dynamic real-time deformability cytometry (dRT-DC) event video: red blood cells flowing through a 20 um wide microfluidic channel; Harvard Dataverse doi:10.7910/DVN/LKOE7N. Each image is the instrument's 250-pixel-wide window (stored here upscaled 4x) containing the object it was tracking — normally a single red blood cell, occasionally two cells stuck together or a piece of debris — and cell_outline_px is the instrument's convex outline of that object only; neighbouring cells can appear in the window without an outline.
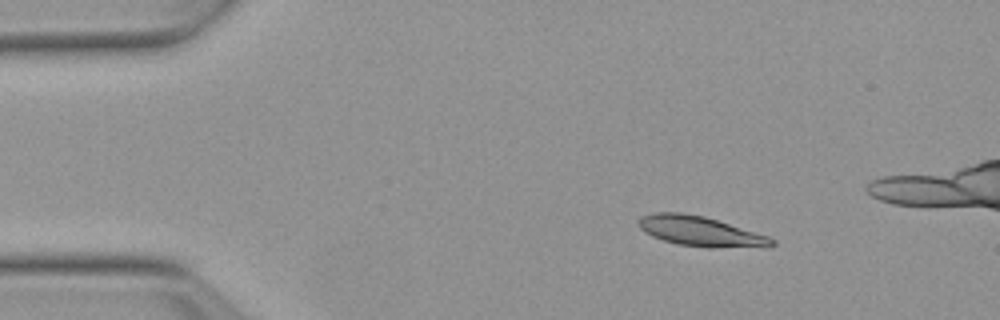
{"species": "Egyptian fruit bat (a non-hibernating species)", "species_latin": "Rousettus aegyptiacus", "temperature_condition": "warm", "stored_images_in_passage": 54, "camera_frame_rate_fps": 3000, "um_per_image_px": 0.085, "animal": {"sex": "female"}, "frame": {"image": 1, "passage_image": 8, "time_ms": 2.333, "image_size_px": [1000, 320], "cell_outline_px": [[776, 244], [772, 248], [708, 248], [676, 244], [652, 236], [644, 232], [636, 224], [636, 220], [640, 216], [652, 212], [680, 212], [704, 216], [768, 236], [776, 240]], "centroid_in_image_um": [59.56, 19.68], "position_along_channel_um": 25.4, "area_um2": 23.87}}
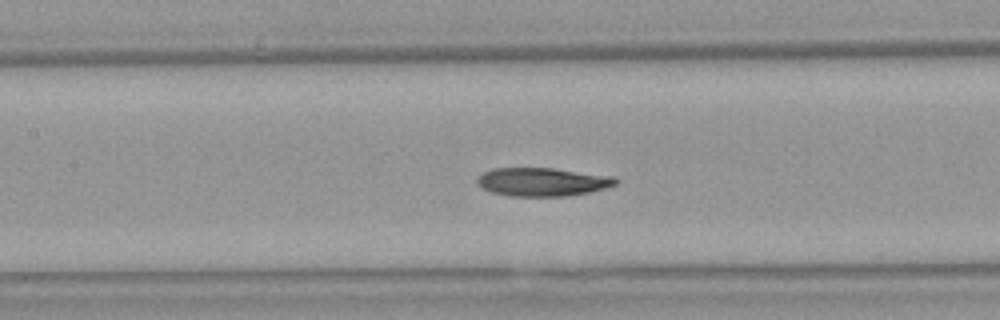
{"frame": {"image": 2, "passage_image": 24, "time_ms": 7.667, "image_size_px": [1000, 320], "cell_outline_px": [[620, 180], [616, 184], [604, 188], [588, 192], [568, 196], [508, 196], [492, 192], [476, 184], [476, 180], [484, 172], [496, 168], [552, 168], [612, 176]], "centroid_in_image_um": [46.1, 15.46], "position_along_channel_um": 161.3, "area_um2": 22.77}}
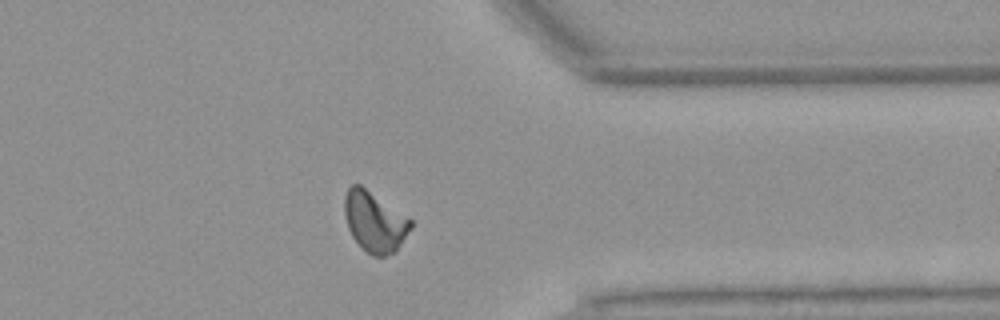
{"frame": {"image": 3, "passage_image": 42, "time_ms": 13.667, "image_size_px": [1000, 320], "cell_outline_px": [[412, 228], [396, 252], [384, 256], [372, 256], [352, 236], [348, 228], [344, 216], [344, 196], [348, 188], [352, 184], [360, 184], [412, 220]], "centroid_in_image_um": [31.84, 18.84], "position_along_channel_um": 379.6, "area_um2": 23.18}, "authors_computed_cell_mechanics": {"area_um2": 22.8599, "velocity_mm_per_s": 3.8027, "shape_relaxation_time_tau1_ms": 3.6523, "shape_relaxation_time_tau2_ms": 3.8698, "deformation_change_tau1": 0.1659, "deformation_change_tau2": 0.0864}}